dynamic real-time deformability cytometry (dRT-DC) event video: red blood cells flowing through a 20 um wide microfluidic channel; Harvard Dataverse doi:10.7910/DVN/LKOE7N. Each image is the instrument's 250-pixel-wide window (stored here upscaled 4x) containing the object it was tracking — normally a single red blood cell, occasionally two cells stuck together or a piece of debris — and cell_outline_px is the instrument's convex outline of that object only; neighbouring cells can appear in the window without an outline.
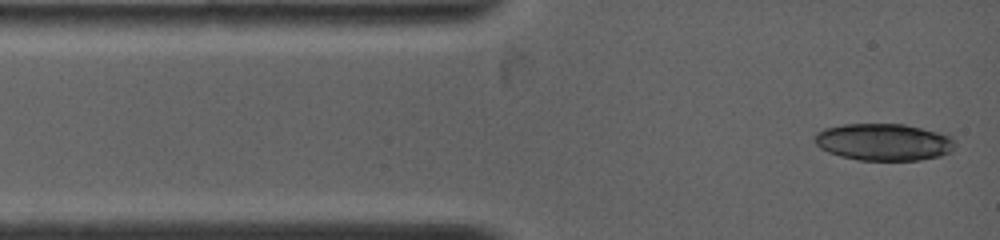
{"species": "common noctule bat (a hibernating species)", "species_latin": "Nyctalus noctula", "temperature_condition": "warm", "stored_images_in_passage": 4, "camera_frame_rate_fps": 4500, "um_per_image_px": 0.085, "animal": {"sex": "female", "body_mass_g": 19.0, "forearm_length_mm": 53.3}, "frame": {"image": 1, "passage_image": 1, "time_ms": 0.0, "image_size_px": [1000, 240], "cell_outline_px": [[952, 152], [940, 156], [920, 160], [860, 160], [840, 156], [828, 152], [820, 148], [816, 144], [816, 132], [824, 128], [844, 124], [904, 124], [948, 132], [952, 140]], "centroid_in_image_um": [75.15, 12.06], "position_along_channel_um": 9.8, "area_um2": 30.52}}